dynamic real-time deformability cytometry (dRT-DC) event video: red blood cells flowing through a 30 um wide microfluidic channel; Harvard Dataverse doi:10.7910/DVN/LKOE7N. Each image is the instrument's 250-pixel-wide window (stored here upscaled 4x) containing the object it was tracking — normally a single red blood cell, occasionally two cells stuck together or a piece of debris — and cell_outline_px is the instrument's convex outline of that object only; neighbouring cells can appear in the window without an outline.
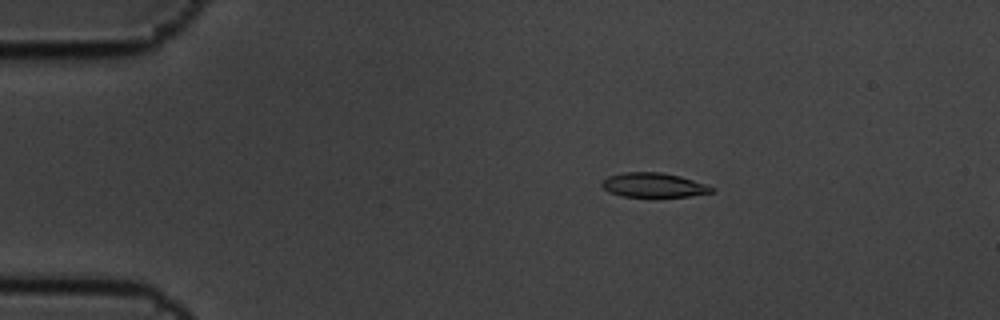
{"species": "common noctule bat (a hibernating species)", "species_latin": "Nyctalus noctula", "temperature_condition": "cold", "stored_images_in_passage": 4, "camera_frame_rate_fps": 3000, "um_per_image_px": 0.085, "animal": {"sex": "male", "body_mass_g": 19.5, "forearm_length_mm": 54.6}, "frame": {"image": 1, "passage_image": 3, "time_ms": 0.667, "image_size_px": [1000, 320], "cell_outline_px": [[712, 192], [688, 196], [620, 196], [608, 192], [600, 184], [608, 176], [624, 172], [660, 172], [680, 176], [708, 184], [712, 188]], "centroid_in_image_um": [55.53, 15.72], "position_along_channel_um": 29.5, "area_um2": 15.43}}